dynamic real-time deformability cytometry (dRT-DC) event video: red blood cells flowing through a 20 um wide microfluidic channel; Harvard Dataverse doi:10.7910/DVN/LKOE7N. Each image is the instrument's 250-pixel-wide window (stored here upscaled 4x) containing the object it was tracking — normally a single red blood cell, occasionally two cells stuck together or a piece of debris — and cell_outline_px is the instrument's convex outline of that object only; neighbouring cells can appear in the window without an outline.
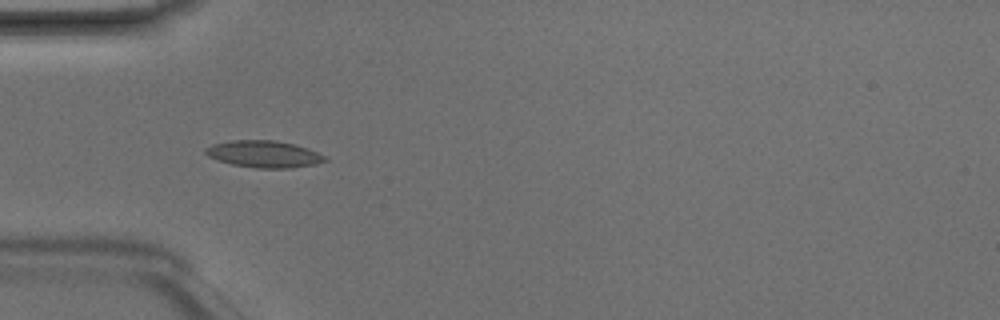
{"species": "Egyptian fruit bat (a non-hibernating species)", "species_latin": "Rousettus aegyptiacus", "temperature_condition": "room temperature", "stored_images_in_passage": 6, "camera_frame_rate_fps": 3000, "um_per_image_px": 0.085, "animal": {"sex": "male"}, "frame": {"image": 1, "passage_image": 3, "time_ms": 0.667, "image_size_px": [1000, 320], "cell_outline_px": [[328, 160], [316, 164], [292, 168], [256, 168], [232, 164], [216, 160], [208, 156], [204, 152], [204, 148], [212, 144], [232, 140], [272, 140], [292, 144], [308, 148], [328, 156]], "centroid_in_image_um": [22.44, 13.1], "position_along_channel_um": 62.6, "area_um2": 18.84}}
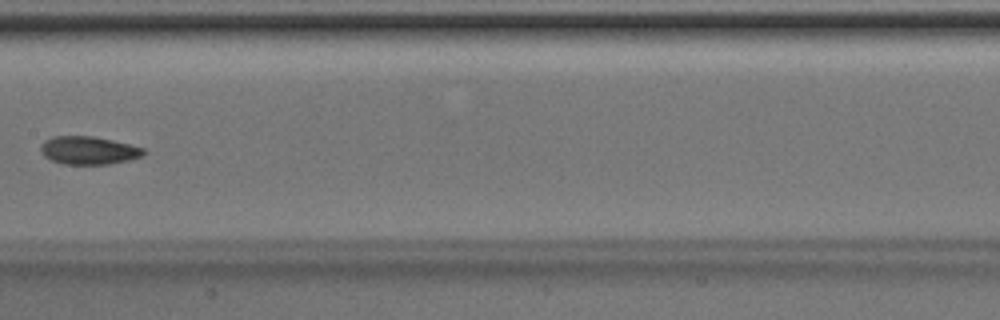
{"frame": {"image": 2, "passage_image": 6, "time_ms": 1.667, "image_size_px": [1000, 320], "cell_outline_px": [[144, 156], [128, 160], [108, 164], [64, 164], [52, 160], [44, 156], [40, 152], [40, 144], [44, 140], [52, 136], [92, 136], [112, 140], [144, 148]], "centroid_in_image_um": [7.49, 12.78], "position_along_channel_um": 199.9, "area_um2": 16.82}}